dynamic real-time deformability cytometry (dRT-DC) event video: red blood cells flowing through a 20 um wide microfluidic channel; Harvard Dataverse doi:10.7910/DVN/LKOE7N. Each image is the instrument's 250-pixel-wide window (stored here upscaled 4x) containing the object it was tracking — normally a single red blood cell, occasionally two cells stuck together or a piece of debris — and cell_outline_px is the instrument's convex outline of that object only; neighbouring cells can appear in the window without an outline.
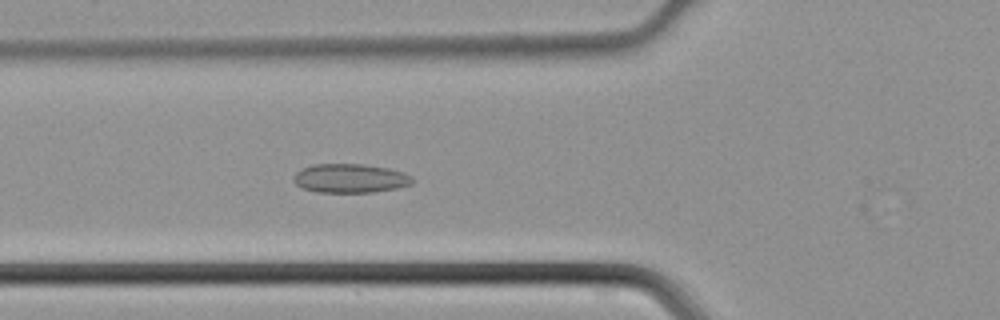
{"species": "common noctule bat (a hibernating species)", "species_latin": "Nyctalus noctula", "temperature_condition": "cold", "stored_images_in_passage": 46, "camera_frame_rate_fps": 3000, "um_per_image_px": 0.085, "animal": {"sex": "male", "body_mass_g": 21.5, "forearm_length_mm": 52.0}, "frame": {"image": 1, "passage_image": 17, "time_ms": 5.333, "image_size_px": [1000, 320], "cell_outline_px": [[416, 180], [412, 184], [396, 188], [372, 192], [316, 192], [304, 188], [296, 184], [292, 180], [296, 172], [312, 164], [364, 164], [388, 168], [404, 172], [412, 176]], "centroid_in_image_um": [29.8, 15.15], "position_along_channel_um": 96.0, "area_um2": 20.11}}
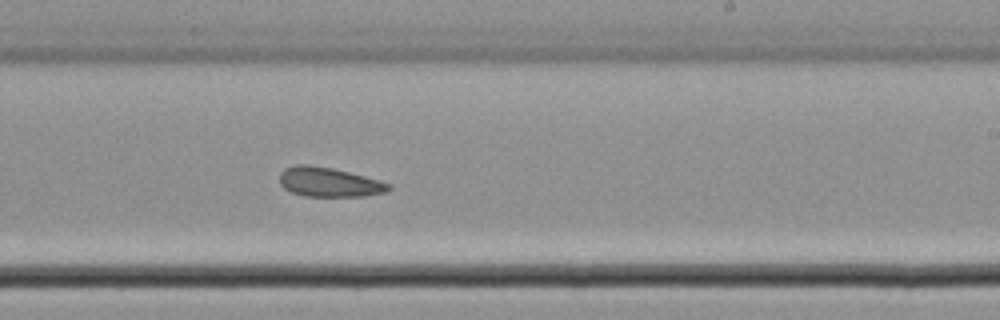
{"frame": {"image": 2, "passage_image": 28, "time_ms": 9.0, "image_size_px": [1000, 320], "cell_outline_px": [[392, 188], [384, 192], [364, 196], [304, 196], [292, 192], [284, 188], [280, 184], [280, 172], [284, 168], [296, 164], [308, 164], [332, 168], [380, 180], [392, 184]], "centroid_in_image_um": [27.96, 15.47], "position_along_channel_um": 261.0, "area_um2": 18.73}}
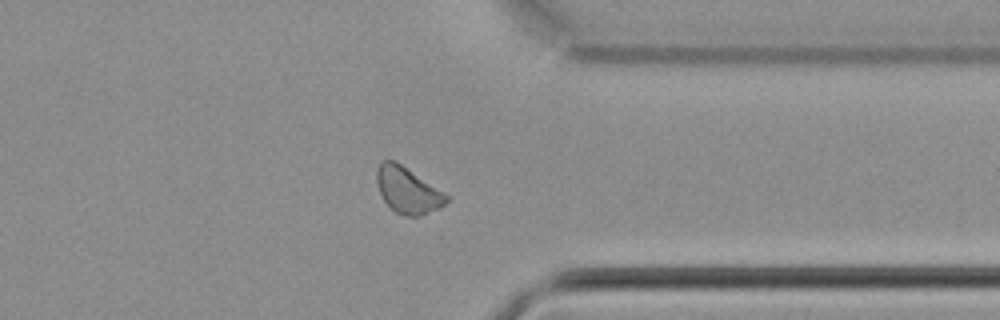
{"frame": {"image": 3, "passage_image": 36, "time_ms": 11.667, "image_size_px": [1000, 320], "cell_outline_px": [[452, 196], [440, 208], [420, 216], [404, 216], [396, 212], [384, 200], [380, 192], [376, 180], [376, 168], [380, 160], [396, 160]], "centroid_in_image_um": [34.68, 16.14], "position_along_channel_um": 376.7, "area_um2": 19.13}}